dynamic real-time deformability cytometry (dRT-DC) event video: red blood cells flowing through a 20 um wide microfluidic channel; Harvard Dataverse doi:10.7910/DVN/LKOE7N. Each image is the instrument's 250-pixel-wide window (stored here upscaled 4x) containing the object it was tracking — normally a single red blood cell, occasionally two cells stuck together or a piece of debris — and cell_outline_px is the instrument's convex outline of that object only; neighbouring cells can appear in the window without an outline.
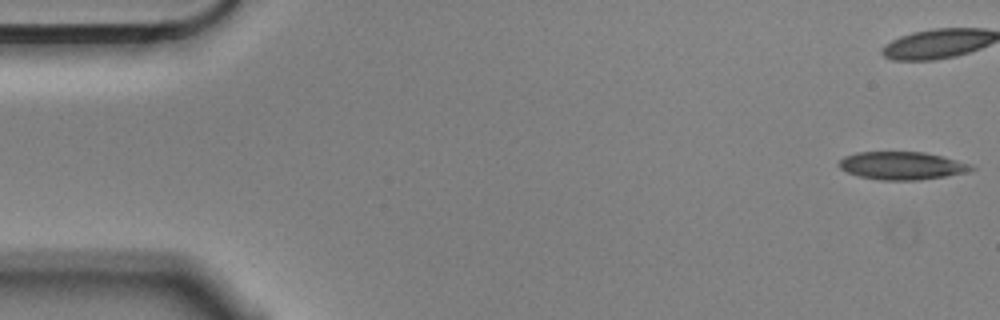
{"species": "Egyptian fruit bat (a non-hibernating species)", "species_latin": "Rousettus aegyptiacus", "temperature_condition": "cold", "stored_images_in_passage": 8, "segment_of_instrument_passage": [1, 2], "camera_frame_rate_fps": 3000, "um_per_image_px": 0.085, "animal": {"sex": "male"}, "frame": {"image": 1, "passage_image": 1, "time_ms": 0.0, "image_size_px": [1000, 320], "cell_outline_px": [[976, 168], [964, 172], [944, 176], [916, 180], [880, 180], [860, 176], [848, 172], [840, 168], [840, 160], [844, 156], [856, 152], [924, 152], [944, 156], [968, 164]], "centroid_in_image_um": [76.63, 14.07], "position_along_channel_um": 8.4, "area_um2": 21.15}}
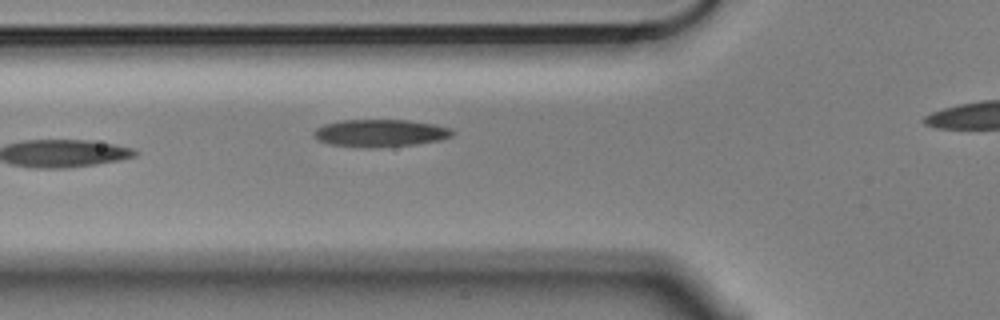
{"frame": {"image": 2, "passage_image": 7, "time_ms": 2.0, "image_size_px": [1000, 320], "cell_outline_px": [[456, 132], [452, 136], [440, 140], [416, 144], [368, 148], [356, 148], [328, 144], [316, 140], [312, 136], [312, 132], [316, 128], [324, 124], [340, 120], [408, 120], [436, 124], [452, 128]], "centroid_in_image_um": [32.29, 11.32], "position_along_channel_um": 93.5, "area_um2": 22.66}}